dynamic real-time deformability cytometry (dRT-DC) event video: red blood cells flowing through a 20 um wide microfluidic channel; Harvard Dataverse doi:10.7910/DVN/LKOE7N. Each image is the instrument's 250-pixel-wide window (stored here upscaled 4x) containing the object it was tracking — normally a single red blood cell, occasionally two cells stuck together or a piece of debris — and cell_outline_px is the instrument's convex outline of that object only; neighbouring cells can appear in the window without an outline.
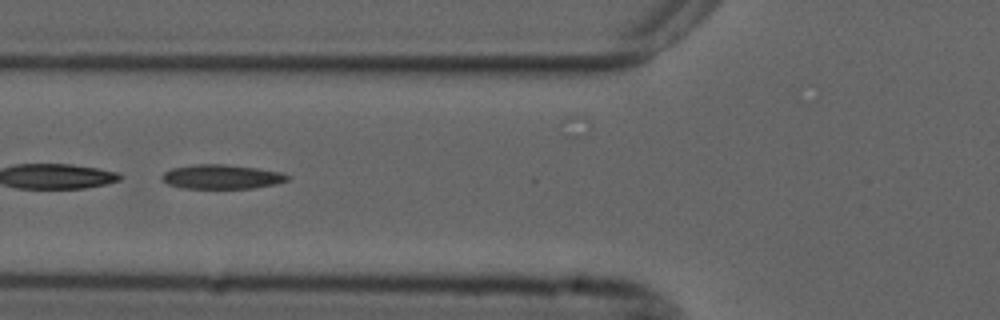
{"species": "common noctule bat (a hibernating species)", "species_latin": "Nyctalus noctula", "temperature_condition": "cold", "stored_images_in_passage": 53, "segment_of_instrument_passage": [2, 2], "camera_frame_rate_fps": 3000, "um_per_image_px": 0.085, "animal": {"sex": "male", "forearm_length_mm": 52.5}, "frame": {"image": 1, "passage_image": 20, "time_ms": 6.333, "image_size_px": [1000, 320], "cell_outline_px": [[288, 180], [276, 184], [252, 188], [180, 188], [168, 184], [160, 176], [164, 172], [172, 168], [196, 164], [224, 164], [256, 168], [280, 172], [288, 176]], "centroid_in_image_um": [18.81, 15.02], "position_along_channel_um": 107.0, "area_um2": 17.63}}
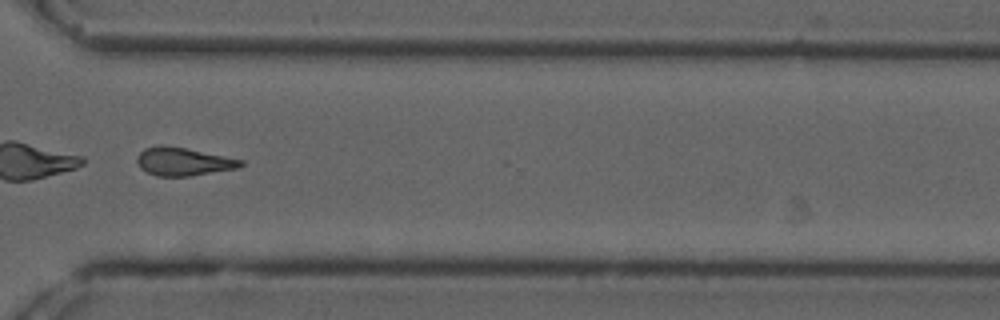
{"frame": {"image": 2, "passage_image": 40, "time_ms": 13.0, "image_size_px": [1000, 320], "cell_outline_px": [[244, 164], [236, 168], [188, 176], [156, 176], [140, 168], [136, 160], [136, 156], [144, 148], [160, 144], [164, 144], [244, 160]], "centroid_in_image_um": [15.52, 13.72], "position_along_channel_um": 355.1, "area_um2": 16.88}}